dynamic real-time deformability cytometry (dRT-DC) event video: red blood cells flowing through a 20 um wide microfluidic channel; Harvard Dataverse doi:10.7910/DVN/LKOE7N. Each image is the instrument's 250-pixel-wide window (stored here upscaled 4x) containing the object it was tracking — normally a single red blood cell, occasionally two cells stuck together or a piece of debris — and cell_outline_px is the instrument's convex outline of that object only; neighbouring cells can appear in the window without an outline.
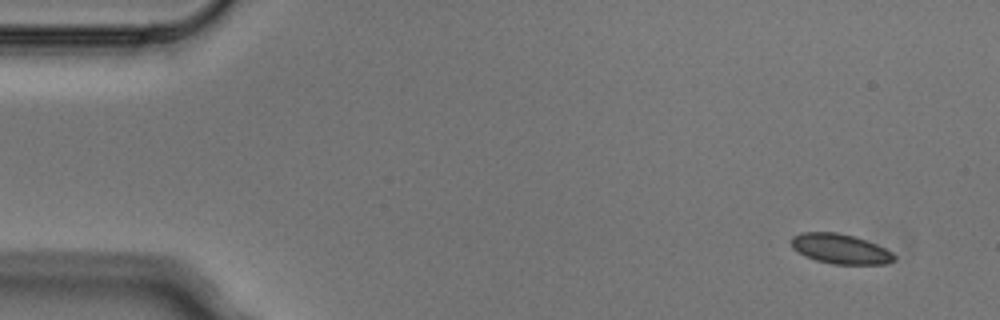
{"species": "Egyptian fruit bat (a non-hibernating species)", "species_latin": "Rousettus aegyptiacus", "temperature_condition": "cold", "stored_images_in_passage": 6, "camera_frame_rate_fps": 3000, "um_per_image_px": 0.085, "animal": {"sex": "male"}, "frame": {"image": 1, "passage_image": 1, "time_ms": 0.0, "image_size_px": [1000, 320], "cell_outline_px": [[896, 260], [884, 264], [832, 264], [816, 260], [804, 256], [792, 248], [788, 240], [792, 236], [800, 232], [836, 232], [856, 236], [876, 244], [892, 252], [896, 256]], "centroid_in_image_um": [71.39, 21.14], "position_along_channel_um": 13.6, "area_um2": 18.21}}
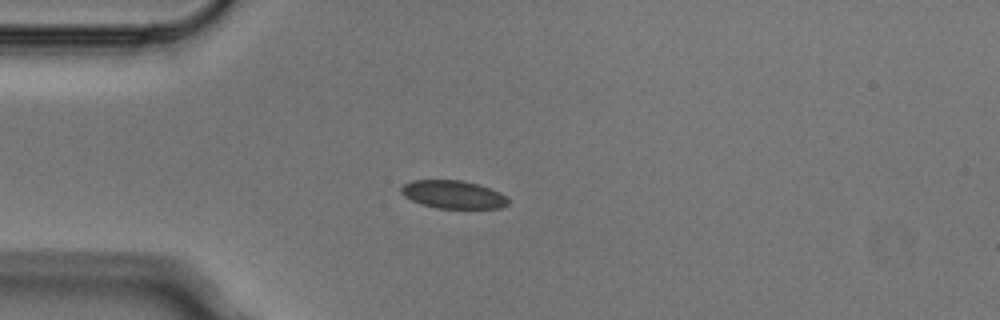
{"frame": {"image": 2, "passage_image": 4, "time_ms": 1.0, "image_size_px": [1000, 320], "cell_outline_px": [[508, 204], [500, 208], [436, 208], [420, 204], [404, 196], [400, 192], [400, 188], [404, 184], [412, 180], [460, 180], [476, 184], [488, 188], [504, 196], [508, 200]], "centroid_in_image_um": [38.45, 16.54], "position_along_channel_um": 46.6, "area_um2": 17.22}}
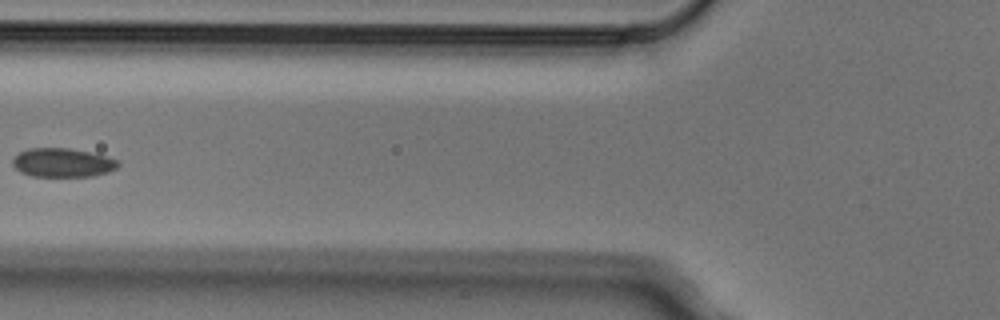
{"frame": {"image": 3, "passage_image": 6, "time_ms": 1.667, "image_size_px": [1000, 320], "cell_outline_px": [[120, 164], [116, 168], [108, 172], [92, 176], [32, 176], [20, 172], [12, 164], [12, 160], [20, 152], [28, 148], [68, 148], [108, 156], [120, 160]], "centroid_in_image_um": [5.34, 13.82], "position_along_channel_um": 120.5, "area_um2": 17.74}}